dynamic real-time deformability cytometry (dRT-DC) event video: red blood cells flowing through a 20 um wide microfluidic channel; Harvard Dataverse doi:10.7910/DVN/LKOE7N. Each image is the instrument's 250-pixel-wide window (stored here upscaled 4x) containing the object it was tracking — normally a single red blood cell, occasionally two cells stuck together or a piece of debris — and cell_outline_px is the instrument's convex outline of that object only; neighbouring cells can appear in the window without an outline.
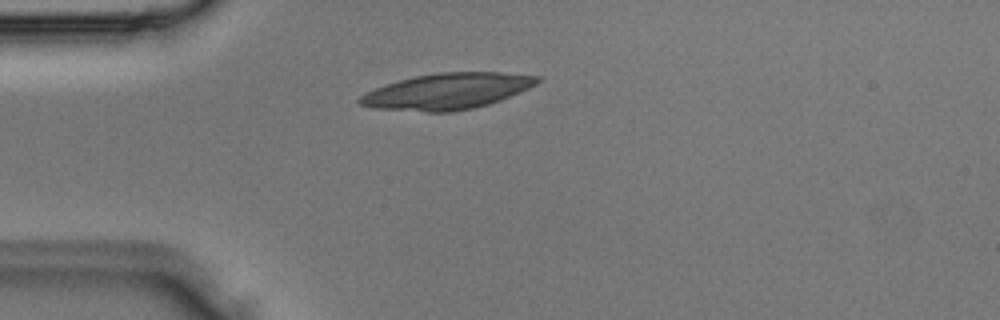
{"species": "Egyptian fruit bat (a non-hibernating species)", "species_latin": "Rousettus aegyptiacus", "temperature_condition": "room temperature", "stored_images_in_passage": 2, "camera_frame_rate_fps": 3000, "um_per_image_px": 0.085, "animal": {"sex": "male"}, "frame": {"image": 1, "passage_image": 2, "time_ms": 0.333, "image_size_px": [1000, 320], "cell_outline_px": [[540, 80], [536, 84], [528, 88], [500, 100], [488, 104], [472, 108], [452, 112], [424, 112], [376, 108], [360, 104], [356, 100], [360, 96], [376, 88], [400, 80], [416, 76], [440, 72], [500, 72], [540, 76]], "centroid_in_image_um": [38.02, 7.76], "position_along_channel_um": 47.0, "area_um2": 36.88}}